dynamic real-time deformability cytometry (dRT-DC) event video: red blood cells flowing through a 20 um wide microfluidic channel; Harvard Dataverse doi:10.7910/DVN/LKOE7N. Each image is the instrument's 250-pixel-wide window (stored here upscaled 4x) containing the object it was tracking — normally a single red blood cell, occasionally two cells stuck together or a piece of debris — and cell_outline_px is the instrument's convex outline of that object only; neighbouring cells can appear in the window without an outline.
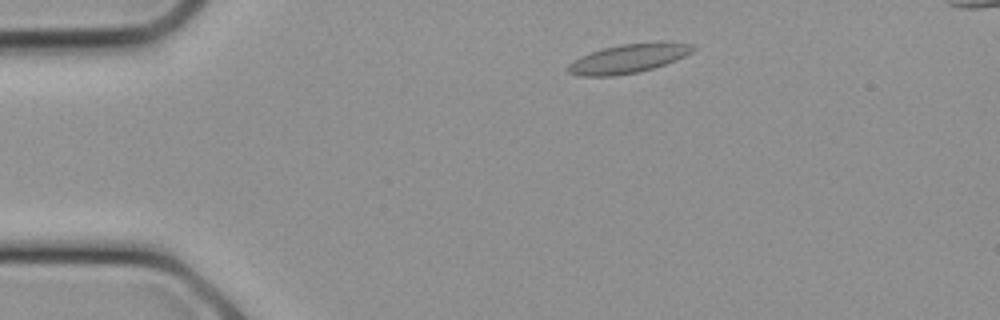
{"species": "common noctule bat (a hibernating species)", "species_latin": "Nyctalus noctula", "temperature_condition": "cold", "stored_images_in_passage": 22, "segment_of_instrument_passage": [1, 2], "camera_frame_rate_fps": 3000, "um_per_image_px": 0.085, "animal": {"sex": "female", "body_mass_g": 21.9}, "frame": {"image": 1, "passage_image": 1, "time_ms": 0.0, "image_size_px": [1000, 320], "cell_outline_px": [[696, 48], [692, 52], [676, 60], [640, 72], [616, 76], [580, 76], [568, 72], [568, 64], [580, 56], [604, 48], [620, 44], [656, 40], [664, 40], [696, 44]], "centroid_in_image_um": [53.49, 4.94], "position_along_channel_um": 31.5, "area_um2": 21.62}}
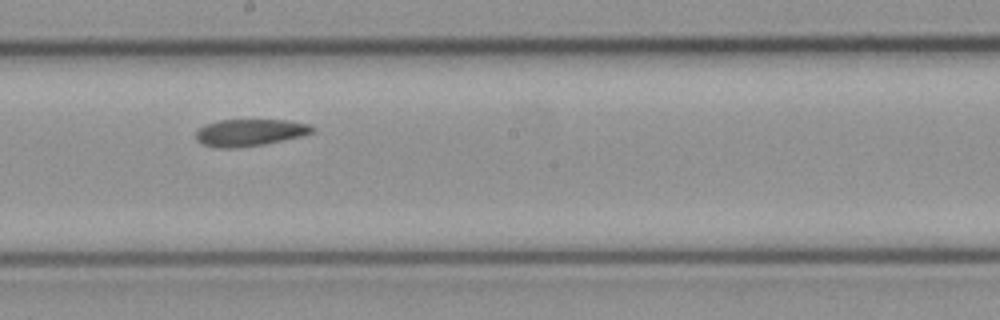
{"frame": {"image": 2, "passage_image": 10, "time_ms": 3.0, "image_size_px": [1000, 320], "cell_outline_px": [[316, 128], [312, 132], [300, 136], [284, 140], [264, 144], [236, 148], [220, 148], [204, 144], [196, 140], [196, 132], [204, 124], [220, 120], [288, 120], [308, 124]], "centroid_in_image_um": [21.22, 11.26], "position_along_channel_um": 227.0, "area_um2": 18.21}}
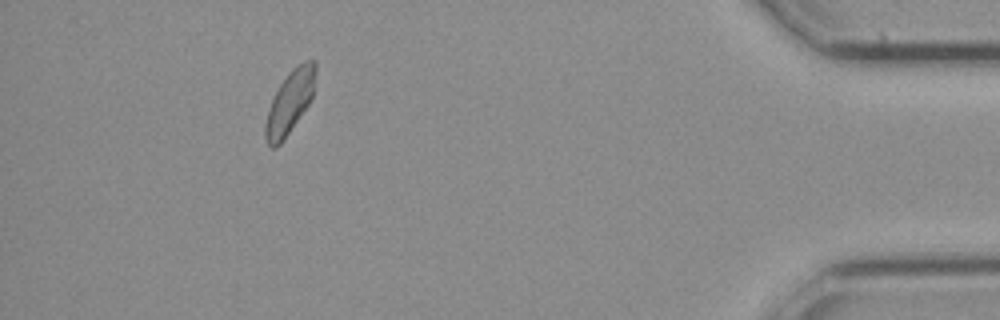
{"frame": {"image": 3, "passage_image": 19, "time_ms": 6.0, "image_size_px": [1000, 320], "cell_outline_px": [[316, 72], [312, 96], [308, 104], [280, 144], [276, 148], [272, 148], [264, 140], [264, 124], [272, 100], [280, 84], [288, 72], [296, 64], [304, 60], [316, 60]], "centroid_in_image_um": [24.62, 8.65], "position_along_channel_um": 410.6, "area_um2": 18.21}}